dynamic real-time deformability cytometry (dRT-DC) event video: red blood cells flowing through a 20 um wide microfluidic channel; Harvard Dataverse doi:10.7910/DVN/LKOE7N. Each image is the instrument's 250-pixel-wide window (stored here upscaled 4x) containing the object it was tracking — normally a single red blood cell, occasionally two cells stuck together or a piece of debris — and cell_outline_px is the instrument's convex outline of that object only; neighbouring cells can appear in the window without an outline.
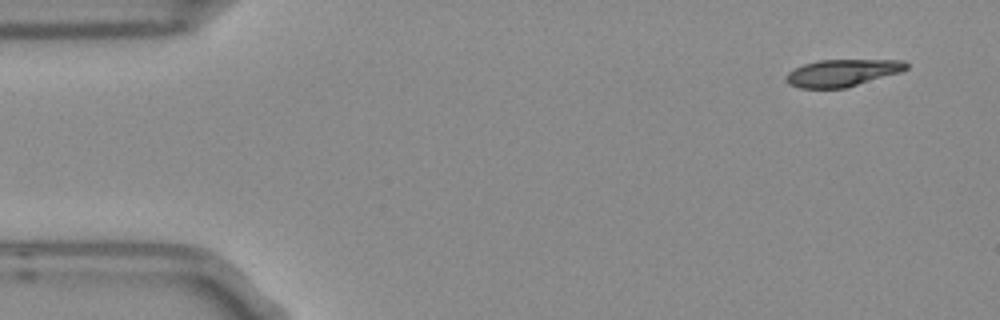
{"species": "Egyptian fruit bat (a non-hibernating species)", "species_latin": "Rousettus aegyptiacus", "temperature_condition": "room temperature", "stored_images_in_passage": 4, "camera_frame_rate_fps": 3000, "um_per_image_px": 0.085, "frame": {"image": 1, "passage_image": 1, "time_ms": 0.0, "image_size_px": [1000, 320], "cell_outline_px": [[908, 68], [900, 72], [844, 88], [800, 88], [788, 84], [784, 80], [784, 76], [788, 72], [804, 64], [816, 60], [904, 60], [908, 64]], "centroid_in_image_um": [71.55, 6.19], "position_along_channel_um": 13.5, "area_um2": 18.9}}
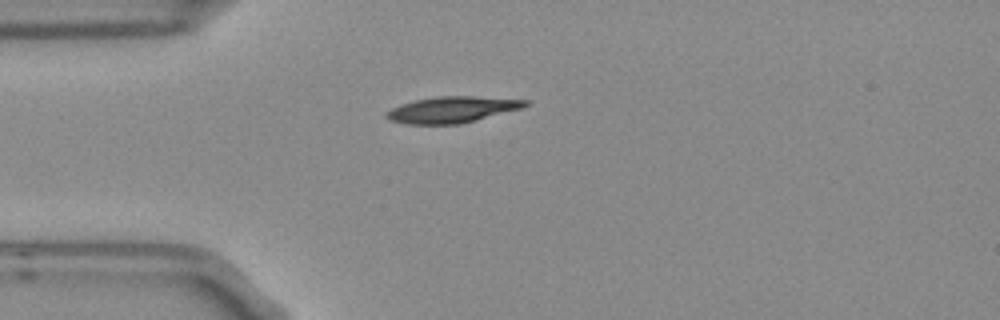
{"frame": {"image": 2, "passage_image": 4, "time_ms": 1.0, "image_size_px": [1000, 320], "cell_outline_px": [[528, 104], [524, 108], [460, 124], [408, 124], [388, 120], [384, 116], [384, 112], [400, 104], [416, 100], [436, 96], [472, 96], [528, 100]], "centroid_in_image_um": [38.41, 9.32], "position_along_channel_um": 46.6, "area_um2": 21.27}}